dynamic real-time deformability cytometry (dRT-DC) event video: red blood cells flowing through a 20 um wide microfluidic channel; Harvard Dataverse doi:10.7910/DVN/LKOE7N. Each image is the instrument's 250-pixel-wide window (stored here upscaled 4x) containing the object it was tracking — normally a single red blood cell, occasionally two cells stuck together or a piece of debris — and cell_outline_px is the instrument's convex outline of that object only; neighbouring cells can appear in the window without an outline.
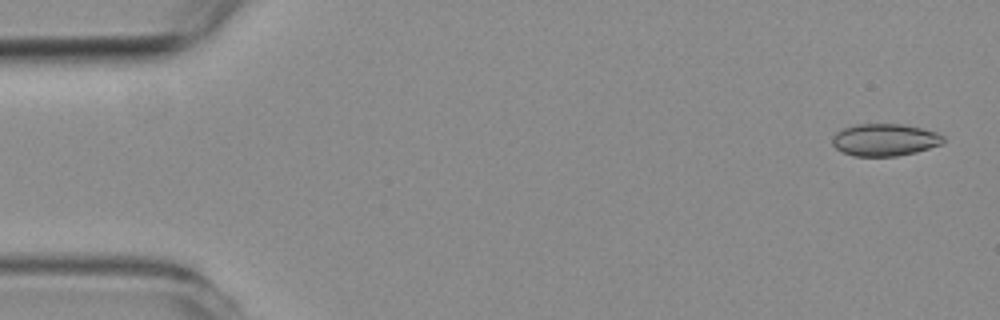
{"species": "common noctule bat (a hibernating species)", "species_latin": "Nyctalus noctula", "temperature_condition": "room temperature", "stored_images_in_passage": 56, "camera_frame_rate_fps": 3000, "um_per_image_px": 0.085, "animal": {"sex": "female", "body_mass_g": 19.3, "forearm_length_mm": 54.1}, "frame": {"image": 1, "passage_image": 2, "time_ms": 0.333, "image_size_px": [1000, 320], "cell_outline_px": [[944, 140], [940, 144], [916, 152], [896, 156], [852, 156], [840, 152], [832, 144], [832, 136], [836, 132], [844, 128], [856, 124], [904, 124], [936, 132], [944, 136]], "centroid_in_image_um": [75.16, 11.89], "position_along_channel_um": 9.8, "area_um2": 20.87}}
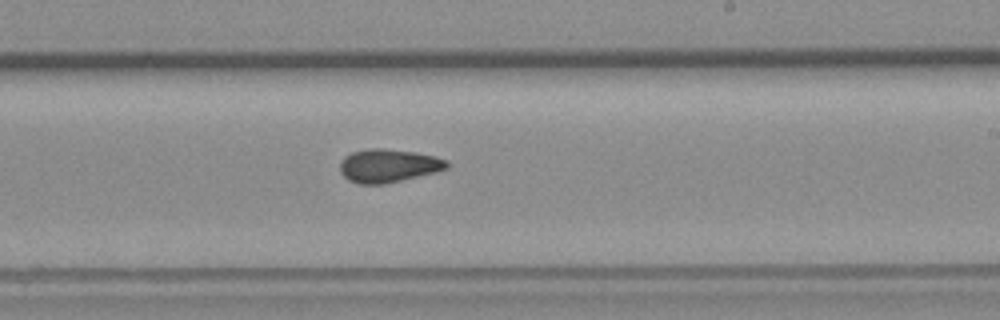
{"frame": {"image": 2, "passage_image": 33, "time_ms": 10.667, "image_size_px": [1000, 320], "cell_outline_px": [[448, 168], [436, 172], [384, 184], [360, 184], [348, 180], [340, 172], [340, 160], [344, 156], [352, 152], [368, 148], [384, 148], [416, 152], [436, 156], [448, 160]], "centroid_in_image_um": [33.0, 14.07], "position_along_channel_um": 256.0, "area_um2": 20.92}}
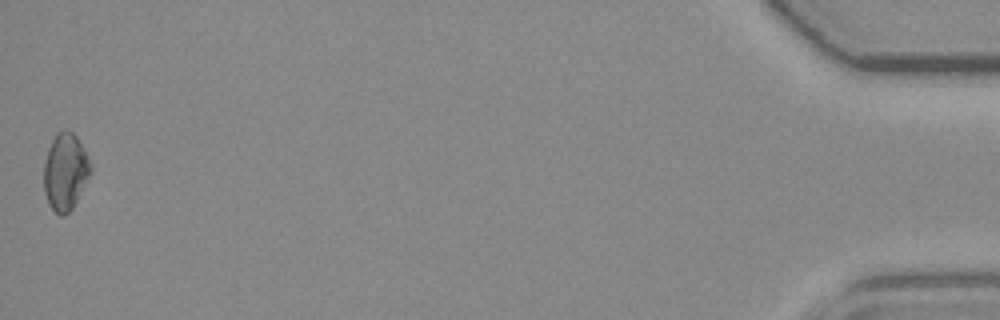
{"frame": {"image": 3, "passage_image": 56, "time_ms": 18.333, "image_size_px": [1000, 320], "cell_outline_px": [[92, 168], [72, 208], [64, 216], [60, 216], [52, 208], [44, 192], [44, 160], [48, 148], [56, 132], [64, 128], [68, 128], [76, 136], [88, 156], [92, 164]], "centroid_in_image_um": [5.53, 14.53], "position_along_channel_um": 429.7, "area_um2": 20.81}, "authors_computed_cell_mechanics": {"area_um2": 20.3167, "velocity_mm_per_s": 3.6225, "shape_relaxation_time_tau1_ms": null, "shape_relaxation_time_tau2_ms": 4.7824, "deformation_change_tau1": null, "deformation_change_tau2": 0.0805}}